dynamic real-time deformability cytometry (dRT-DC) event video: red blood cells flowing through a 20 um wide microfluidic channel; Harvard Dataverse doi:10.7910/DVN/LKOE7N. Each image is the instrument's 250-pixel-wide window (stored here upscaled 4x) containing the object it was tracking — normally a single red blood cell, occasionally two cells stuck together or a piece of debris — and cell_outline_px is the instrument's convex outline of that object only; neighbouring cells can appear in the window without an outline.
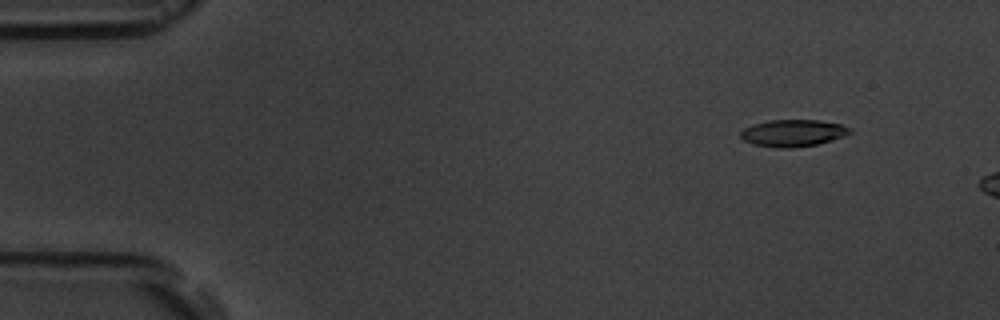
{"species": "common noctule bat (a hibernating species)", "species_latin": "Nyctalus noctula", "temperature_condition": "room temperature", "stored_images_in_passage": 3, "camera_frame_rate_fps": 3000, "um_per_image_px": 0.085, "animal": {"sex": "male", "body_mass_g": 19.5, "forearm_length_mm": 54.6}, "frame": {"image": 1, "passage_image": 2, "time_ms": 1.0, "image_size_px": [1000, 320], "cell_outline_px": [[852, 132], [844, 136], [816, 144], [792, 148], [776, 148], [752, 144], [744, 140], [740, 136], [740, 132], [744, 128], [752, 124], [768, 120], [820, 120], [840, 124], [852, 128]], "centroid_in_image_um": [67.38, 11.3], "position_along_channel_um": 17.6, "area_um2": 17.22}}